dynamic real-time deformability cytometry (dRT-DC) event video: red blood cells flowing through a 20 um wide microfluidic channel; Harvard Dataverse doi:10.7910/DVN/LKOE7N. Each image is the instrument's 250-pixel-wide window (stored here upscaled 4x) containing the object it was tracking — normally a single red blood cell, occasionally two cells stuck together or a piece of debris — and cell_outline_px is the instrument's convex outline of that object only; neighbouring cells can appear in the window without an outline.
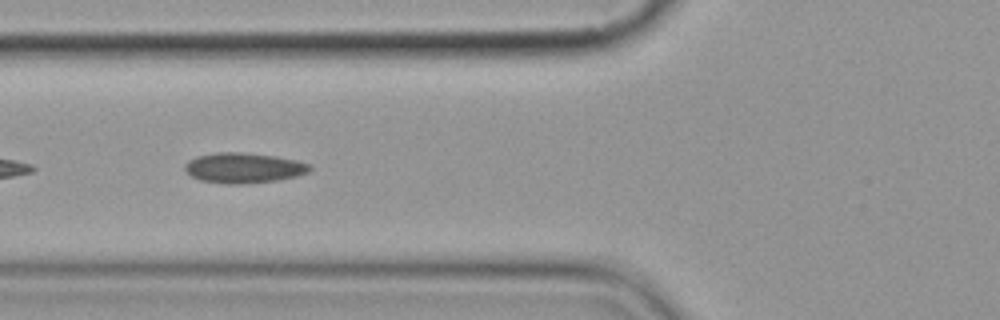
{"species": "common noctule bat (a hibernating species)", "species_latin": "Nyctalus noctula", "temperature_condition": "cold", "stored_images_in_passage": 7, "camera_frame_rate_fps": 3000, "um_per_image_px": 0.085, "animal": {"sex": "female", "body_mass_g": 19.9}, "frame": {"image": 1, "passage_image": 6, "time_ms": 7.0, "image_size_px": [1000, 320], "cell_outline_px": [[312, 168], [308, 172], [296, 176], [276, 180], [240, 184], [228, 184], [200, 180], [192, 176], [184, 168], [184, 164], [188, 160], [196, 156], [216, 152], [240, 152], [276, 156], [296, 160], [312, 164]], "centroid_in_image_um": [20.71, 14.26], "position_along_channel_um": 105.1, "area_um2": 22.02}}
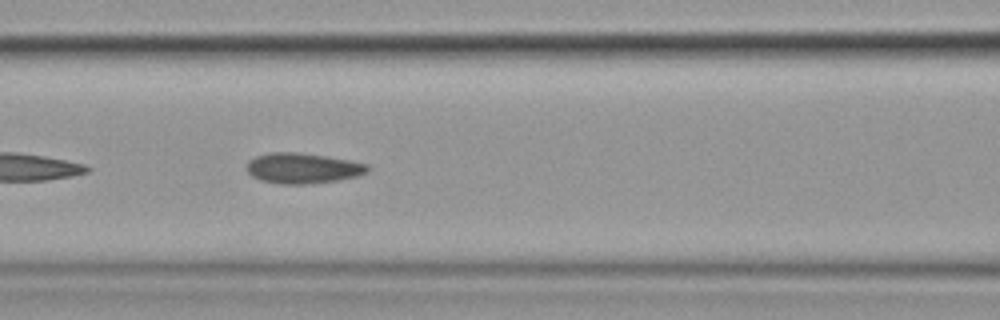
{"frame": {"image": 2, "passage_image": 7, "time_ms": 8.0, "image_size_px": [1000, 320], "cell_outline_px": [[368, 172], [356, 176], [336, 180], [304, 184], [280, 184], [260, 180], [252, 176], [244, 168], [248, 160], [256, 156], [268, 152], [300, 152], [328, 156], [368, 164]], "centroid_in_image_um": [25.67, 14.28], "position_along_channel_um": 140.9, "area_um2": 21.56}}